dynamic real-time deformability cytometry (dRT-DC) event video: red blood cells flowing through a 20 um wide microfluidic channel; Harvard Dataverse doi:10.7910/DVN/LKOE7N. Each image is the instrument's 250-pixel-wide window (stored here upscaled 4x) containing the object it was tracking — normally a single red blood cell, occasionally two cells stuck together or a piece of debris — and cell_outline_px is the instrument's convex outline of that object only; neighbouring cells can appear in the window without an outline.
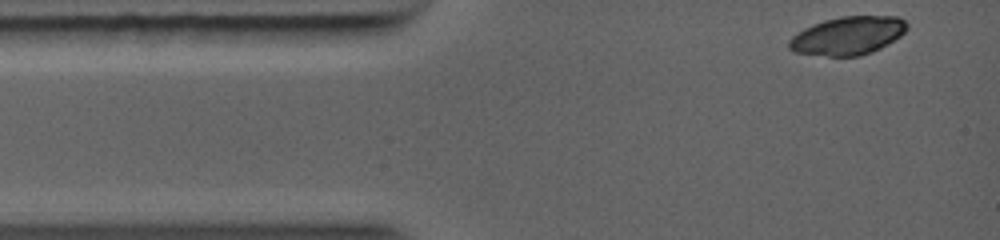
{"species": "common noctule bat (a hibernating species)", "species_latin": "Nyctalus noctula", "temperature_condition": "warm", "stored_images_in_passage": 6, "camera_frame_rate_fps": 5000, "um_per_image_px": 0.085, "animal": {"sex": "female", "body_mass_g": 19.0, "forearm_length_mm": 56.7}, "frame": {"image": 1, "passage_image": 1, "time_ms": 0.0, "image_size_px": [1000, 240], "cell_outline_px": [[908, 28], [900, 36], [888, 44], [872, 52], [860, 56], [828, 56], [792, 52], [788, 48], [788, 40], [792, 36], [804, 28], [812, 24], [824, 20], [840, 16], [896, 16], [904, 20], [908, 24]], "centroid_in_image_um": [72.05, 3.03], "position_along_channel_um": 13.0, "area_um2": 26.47}}